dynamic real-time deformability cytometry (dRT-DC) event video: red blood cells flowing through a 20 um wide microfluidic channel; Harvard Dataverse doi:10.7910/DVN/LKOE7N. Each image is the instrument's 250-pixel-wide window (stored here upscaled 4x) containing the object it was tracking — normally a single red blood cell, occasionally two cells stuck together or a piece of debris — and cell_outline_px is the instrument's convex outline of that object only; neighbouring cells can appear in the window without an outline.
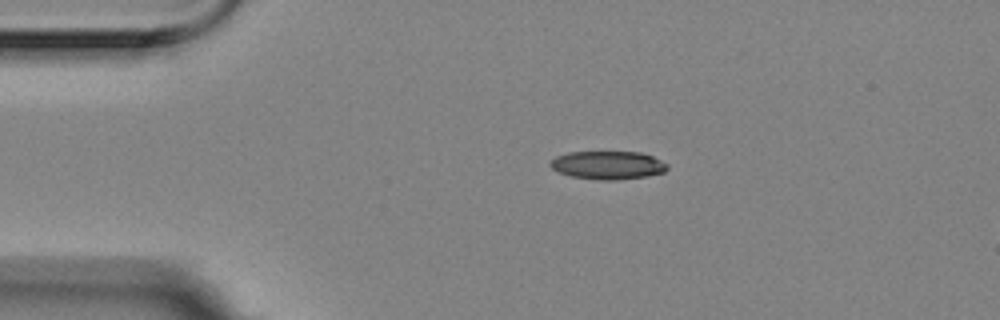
{"species": "Egyptian fruit bat (a non-hibernating species)", "species_latin": "Rousettus aegyptiacus", "temperature_condition": "room temperature", "stored_images_in_passage": 5, "camera_frame_rate_fps": 3000, "um_per_image_px": 0.085, "animal": {"sex": "female"}, "frame": {"image": 1, "passage_image": 5, "time_ms": 1.333, "image_size_px": [1000, 320], "cell_outline_px": [[668, 168], [664, 172], [648, 176], [616, 180], [600, 180], [572, 176], [556, 172], [548, 164], [556, 156], [568, 152], [640, 152], [652, 156], [668, 164]], "centroid_in_image_um": [51.66, 14.04], "position_along_channel_um": 33.3, "area_um2": 19.31}}